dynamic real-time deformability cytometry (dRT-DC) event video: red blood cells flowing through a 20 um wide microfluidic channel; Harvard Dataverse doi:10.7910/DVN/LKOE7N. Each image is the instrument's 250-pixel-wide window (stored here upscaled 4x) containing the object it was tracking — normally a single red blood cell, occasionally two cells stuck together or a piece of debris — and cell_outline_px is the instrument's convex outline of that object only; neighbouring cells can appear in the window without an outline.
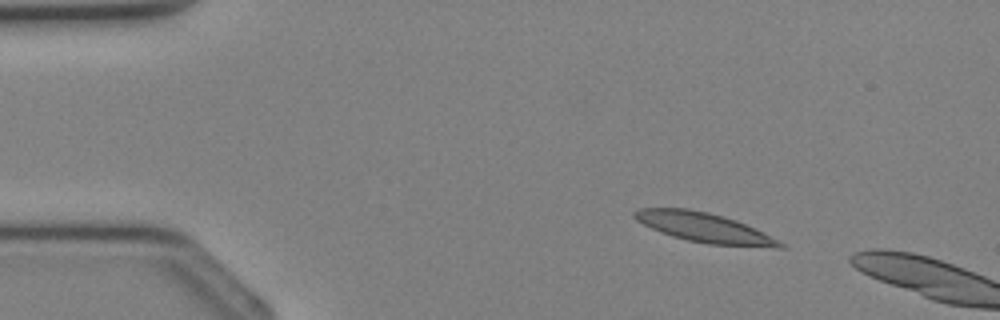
{"species": "Egyptian fruit bat (a non-hibernating species)", "species_latin": "Rousettus aegyptiacus", "temperature_condition": "cold", "stored_images_in_passage": 4, "camera_frame_rate_fps": 3000, "um_per_image_px": 0.085, "animal": {"sex": "female"}, "frame": {"image": 1, "passage_image": 1, "time_ms": 0.0, "image_size_px": [1000, 320], "cell_outline_px": [[788, 248], [776, 248], [708, 244], [688, 240], [672, 236], [660, 232], [636, 220], [632, 216], [632, 212], [640, 208], [688, 208], [708, 212], [724, 216], [736, 220], [756, 228], [764, 232], [784, 244]], "centroid_in_image_um": [59.89, 19.34], "position_along_channel_um": 25.1, "area_um2": 25.2}}